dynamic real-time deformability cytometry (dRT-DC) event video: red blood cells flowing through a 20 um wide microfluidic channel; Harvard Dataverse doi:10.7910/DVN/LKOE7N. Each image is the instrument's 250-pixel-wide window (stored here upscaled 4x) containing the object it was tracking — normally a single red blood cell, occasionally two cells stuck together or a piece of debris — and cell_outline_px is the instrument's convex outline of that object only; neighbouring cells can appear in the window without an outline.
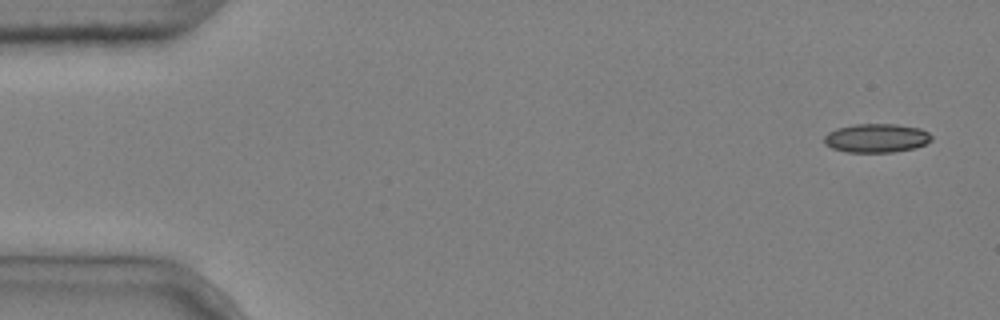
{"species": "common noctule bat (a hibernating species)", "species_latin": "Nyctalus noctula", "temperature_condition": "cold", "stored_images_in_passage": 4, "camera_frame_rate_fps": 3000, "um_per_image_px": 0.085, "animal": {"sex": "male", "body_mass_g": 20.4}, "frame": {"image": 1, "passage_image": 1, "time_ms": 0.0, "image_size_px": [1000, 320], "cell_outline_px": [[932, 140], [916, 148], [892, 152], [848, 152], [832, 148], [824, 144], [824, 136], [828, 132], [836, 128], [856, 124], [896, 124], [920, 128], [928, 132], [932, 136]], "centroid_in_image_um": [74.49, 11.73], "position_along_channel_um": 10.5, "area_um2": 18.09}}